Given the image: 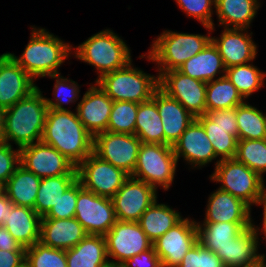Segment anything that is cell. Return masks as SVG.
<instances>
[{"label":"cell","instance_id":"1","mask_svg":"<svg viewBox=\"0 0 266 267\" xmlns=\"http://www.w3.org/2000/svg\"><path fill=\"white\" fill-rule=\"evenodd\" d=\"M42 142L51 145L76 167L93 152V136L77 112L48 109Z\"/></svg>","mask_w":266,"mask_h":267},{"label":"cell","instance_id":"2","mask_svg":"<svg viewBox=\"0 0 266 267\" xmlns=\"http://www.w3.org/2000/svg\"><path fill=\"white\" fill-rule=\"evenodd\" d=\"M48 106L37 87L27 97L4 110V142L22 148L41 141Z\"/></svg>","mask_w":266,"mask_h":267},{"label":"cell","instance_id":"3","mask_svg":"<svg viewBox=\"0 0 266 267\" xmlns=\"http://www.w3.org/2000/svg\"><path fill=\"white\" fill-rule=\"evenodd\" d=\"M29 43L20 57L8 53L34 80L59 74L58 67L72 53L73 46L64 43L44 28L32 26ZM71 52V53H70Z\"/></svg>","mask_w":266,"mask_h":267},{"label":"cell","instance_id":"4","mask_svg":"<svg viewBox=\"0 0 266 267\" xmlns=\"http://www.w3.org/2000/svg\"><path fill=\"white\" fill-rule=\"evenodd\" d=\"M75 57L94 66L98 79L104 74L125 67L132 61L130 49L112 30L105 29L89 37L74 50Z\"/></svg>","mask_w":266,"mask_h":267},{"label":"cell","instance_id":"5","mask_svg":"<svg viewBox=\"0 0 266 267\" xmlns=\"http://www.w3.org/2000/svg\"><path fill=\"white\" fill-rule=\"evenodd\" d=\"M212 36L177 33L165 30L152 43L147 59L158 64V76L178 69L185 61L202 51Z\"/></svg>","mask_w":266,"mask_h":267},{"label":"cell","instance_id":"6","mask_svg":"<svg viewBox=\"0 0 266 267\" xmlns=\"http://www.w3.org/2000/svg\"><path fill=\"white\" fill-rule=\"evenodd\" d=\"M96 83L113 101L141 103L150 100L159 88V76L146 74L129 62L123 68L104 74Z\"/></svg>","mask_w":266,"mask_h":267},{"label":"cell","instance_id":"7","mask_svg":"<svg viewBox=\"0 0 266 267\" xmlns=\"http://www.w3.org/2000/svg\"><path fill=\"white\" fill-rule=\"evenodd\" d=\"M210 179L221 183L219 189L245 202L250 208L259 205L264 179L235 158L217 160Z\"/></svg>","mask_w":266,"mask_h":267},{"label":"cell","instance_id":"8","mask_svg":"<svg viewBox=\"0 0 266 267\" xmlns=\"http://www.w3.org/2000/svg\"><path fill=\"white\" fill-rule=\"evenodd\" d=\"M177 158L171 145L141 143L132 177L157 190H168L174 180ZM158 185V186H157Z\"/></svg>","mask_w":266,"mask_h":267},{"label":"cell","instance_id":"9","mask_svg":"<svg viewBox=\"0 0 266 267\" xmlns=\"http://www.w3.org/2000/svg\"><path fill=\"white\" fill-rule=\"evenodd\" d=\"M76 169L77 179L84 189L107 198H112L129 177L126 172L93 152Z\"/></svg>","mask_w":266,"mask_h":267},{"label":"cell","instance_id":"10","mask_svg":"<svg viewBox=\"0 0 266 267\" xmlns=\"http://www.w3.org/2000/svg\"><path fill=\"white\" fill-rule=\"evenodd\" d=\"M141 143L135 134L105 131L93 137V153L131 176Z\"/></svg>","mask_w":266,"mask_h":267},{"label":"cell","instance_id":"11","mask_svg":"<svg viewBox=\"0 0 266 267\" xmlns=\"http://www.w3.org/2000/svg\"><path fill=\"white\" fill-rule=\"evenodd\" d=\"M104 237L109 262L117 266L153 246L138 222L117 220Z\"/></svg>","mask_w":266,"mask_h":267},{"label":"cell","instance_id":"12","mask_svg":"<svg viewBox=\"0 0 266 267\" xmlns=\"http://www.w3.org/2000/svg\"><path fill=\"white\" fill-rule=\"evenodd\" d=\"M206 85L178 69L163 72L159 76V88L179 101L196 118L206 113Z\"/></svg>","mask_w":266,"mask_h":267},{"label":"cell","instance_id":"13","mask_svg":"<svg viewBox=\"0 0 266 267\" xmlns=\"http://www.w3.org/2000/svg\"><path fill=\"white\" fill-rule=\"evenodd\" d=\"M75 218L81 223L87 234L102 236L117 221L112 199L96 195L84 188L78 192Z\"/></svg>","mask_w":266,"mask_h":267},{"label":"cell","instance_id":"14","mask_svg":"<svg viewBox=\"0 0 266 267\" xmlns=\"http://www.w3.org/2000/svg\"><path fill=\"white\" fill-rule=\"evenodd\" d=\"M20 165L39 178L77 174L69 159L42 141L20 148Z\"/></svg>","mask_w":266,"mask_h":267},{"label":"cell","instance_id":"15","mask_svg":"<svg viewBox=\"0 0 266 267\" xmlns=\"http://www.w3.org/2000/svg\"><path fill=\"white\" fill-rule=\"evenodd\" d=\"M111 199L117 220L138 222L157 199V190L146 182L129 176Z\"/></svg>","mask_w":266,"mask_h":267},{"label":"cell","instance_id":"16","mask_svg":"<svg viewBox=\"0 0 266 267\" xmlns=\"http://www.w3.org/2000/svg\"><path fill=\"white\" fill-rule=\"evenodd\" d=\"M197 242V222L183 218L152 245L161 260L162 267H177Z\"/></svg>","mask_w":266,"mask_h":267},{"label":"cell","instance_id":"17","mask_svg":"<svg viewBox=\"0 0 266 267\" xmlns=\"http://www.w3.org/2000/svg\"><path fill=\"white\" fill-rule=\"evenodd\" d=\"M34 79L7 53L0 55V108L5 110L27 97L37 86Z\"/></svg>","mask_w":266,"mask_h":267},{"label":"cell","instance_id":"18","mask_svg":"<svg viewBox=\"0 0 266 267\" xmlns=\"http://www.w3.org/2000/svg\"><path fill=\"white\" fill-rule=\"evenodd\" d=\"M112 105L113 100L96 82L77 103L78 118L93 137L107 130Z\"/></svg>","mask_w":266,"mask_h":267},{"label":"cell","instance_id":"19","mask_svg":"<svg viewBox=\"0 0 266 267\" xmlns=\"http://www.w3.org/2000/svg\"><path fill=\"white\" fill-rule=\"evenodd\" d=\"M173 151L177 158L182 156L193 168H201L216 159L215 151L202 124L195 118L174 143Z\"/></svg>","mask_w":266,"mask_h":267},{"label":"cell","instance_id":"20","mask_svg":"<svg viewBox=\"0 0 266 267\" xmlns=\"http://www.w3.org/2000/svg\"><path fill=\"white\" fill-rule=\"evenodd\" d=\"M211 40L218 48L226 69L247 64L257 55L252 32L248 34L247 29L225 28L219 38L212 37Z\"/></svg>","mask_w":266,"mask_h":267},{"label":"cell","instance_id":"21","mask_svg":"<svg viewBox=\"0 0 266 267\" xmlns=\"http://www.w3.org/2000/svg\"><path fill=\"white\" fill-rule=\"evenodd\" d=\"M152 99L155 101L161 117L164 131V145L173 146L181 134L196 118L176 99L169 97L158 88Z\"/></svg>","mask_w":266,"mask_h":267},{"label":"cell","instance_id":"22","mask_svg":"<svg viewBox=\"0 0 266 267\" xmlns=\"http://www.w3.org/2000/svg\"><path fill=\"white\" fill-rule=\"evenodd\" d=\"M86 235L84 227L75 217L42 218L39 242L52 248L68 250L76 246Z\"/></svg>","mask_w":266,"mask_h":267},{"label":"cell","instance_id":"23","mask_svg":"<svg viewBox=\"0 0 266 267\" xmlns=\"http://www.w3.org/2000/svg\"><path fill=\"white\" fill-rule=\"evenodd\" d=\"M258 226L252 225L245 229L238 237L222 249H218L217 256L226 267L250 266L261 260L265 255L258 254Z\"/></svg>","mask_w":266,"mask_h":267},{"label":"cell","instance_id":"24","mask_svg":"<svg viewBox=\"0 0 266 267\" xmlns=\"http://www.w3.org/2000/svg\"><path fill=\"white\" fill-rule=\"evenodd\" d=\"M250 213L245 202L218 188L208 198L203 222H252Z\"/></svg>","mask_w":266,"mask_h":267},{"label":"cell","instance_id":"25","mask_svg":"<svg viewBox=\"0 0 266 267\" xmlns=\"http://www.w3.org/2000/svg\"><path fill=\"white\" fill-rule=\"evenodd\" d=\"M41 220L34 209L12 205L2 226L27 249L40 240Z\"/></svg>","mask_w":266,"mask_h":267},{"label":"cell","instance_id":"26","mask_svg":"<svg viewBox=\"0 0 266 267\" xmlns=\"http://www.w3.org/2000/svg\"><path fill=\"white\" fill-rule=\"evenodd\" d=\"M178 70L205 83L214 80L218 74L222 73V76L226 74L222 57L212 40L202 51L185 61Z\"/></svg>","mask_w":266,"mask_h":267},{"label":"cell","instance_id":"27","mask_svg":"<svg viewBox=\"0 0 266 267\" xmlns=\"http://www.w3.org/2000/svg\"><path fill=\"white\" fill-rule=\"evenodd\" d=\"M67 267H103L109 263L106 240L87 234L76 246L66 250Z\"/></svg>","mask_w":266,"mask_h":267},{"label":"cell","instance_id":"28","mask_svg":"<svg viewBox=\"0 0 266 267\" xmlns=\"http://www.w3.org/2000/svg\"><path fill=\"white\" fill-rule=\"evenodd\" d=\"M254 225L252 222H200L197 223L198 242L210 251L217 253L230 240L238 237L245 229Z\"/></svg>","mask_w":266,"mask_h":267},{"label":"cell","instance_id":"29","mask_svg":"<svg viewBox=\"0 0 266 267\" xmlns=\"http://www.w3.org/2000/svg\"><path fill=\"white\" fill-rule=\"evenodd\" d=\"M258 0H215L219 25L224 28L248 29L257 10Z\"/></svg>","mask_w":266,"mask_h":267},{"label":"cell","instance_id":"30","mask_svg":"<svg viewBox=\"0 0 266 267\" xmlns=\"http://www.w3.org/2000/svg\"><path fill=\"white\" fill-rule=\"evenodd\" d=\"M40 181L41 178L19 164L5 184V193L13 205L34 209Z\"/></svg>","mask_w":266,"mask_h":267},{"label":"cell","instance_id":"31","mask_svg":"<svg viewBox=\"0 0 266 267\" xmlns=\"http://www.w3.org/2000/svg\"><path fill=\"white\" fill-rule=\"evenodd\" d=\"M182 219L179 212L166 204H158L156 199L142 214L138 223L153 243Z\"/></svg>","mask_w":266,"mask_h":267},{"label":"cell","instance_id":"32","mask_svg":"<svg viewBox=\"0 0 266 267\" xmlns=\"http://www.w3.org/2000/svg\"><path fill=\"white\" fill-rule=\"evenodd\" d=\"M135 135L143 143L164 144V131L155 101L151 98L138 105Z\"/></svg>","mask_w":266,"mask_h":267},{"label":"cell","instance_id":"33","mask_svg":"<svg viewBox=\"0 0 266 267\" xmlns=\"http://www.w3.org/2000/svg\"><path fill=\"white\" fill-rule=\"evenodd\" d=\"M244 103V98L227 76L207 82L206 112L235 108Z\"/></svg>","mask_w":266,"mask_h":267},{"label":"cell","instance_id":"34","mask_svg":"<svg viewBox=\"0 0 266 267\" xmlns=\"http://www.w3.org/2000/svg\"><path fill=\"white\" fill-rule=\"evenodd\" d=\"M77 180V174L41 178L34 205L36 213L44 217L63 193Z\"/></svg>","mask_w":266,"mask_h":267},{"label":"cell","instance_id":"35","mask_svg":"<svg viewBox=\"0 0 266 267\" xmlns=\"http://www.w3.org/2000/svg\"><path fill=\"white\" fill-rule=\"evenodd\" d=\"M196 119L202 124L208 139L211 141L215 156H221L219 160L234 158L238 145V129H224L217 126L205 114Z\"/></svg>","mask_w":266,"mask_h":267},{"label":"cell","instance_id":"36","mask_svg":"<svg viewBox=\"0 0 266 267\" xmlns=\"http://www.w3.org/2000/svg\"><path fill=\"white\" fill-rule=\"evenodd\" d=\"M238 140L266 139V114L244 102L236 107Z\"/></svg>","mask_w":266,"mask_h":267},{"label":"cell","instance_id":"37","mask_svg":"<svg viewBox=\"0 0 266 267\" xmlns=\"http://www.w3.org/2000/svg\"><path fill=\"white\" fill-rule=\"evenodd\" d=\"M225 75L237 88L241 96L247 99L253 92L263 87L266 73L247 63L227 68Z\"/></svg>","mask_w":266,"mask_h":267},{"label":"cell","instance_id":"38","mask_svg":"<svg viewBox=\"0 0 266 267\" xmlns=\"http://www.w3.org/2000/svg\"><path fill=\"white\" fill-rule=\"evenodd\" d=\"M234 158L264 179L263 174L266 173V139L238 140Z\"/></svg>","mask_w":266,"mask_h":267},{"label":"cell","instance_id":"39","mask_svg":"<svg viewBox=\"0 0 266 267\" xmlns=\"http://www.w3.org/2000/svg\"><path fill=\"white\" fill-rule=\"evenodd\" d=\"M138 105L131 101H113L106 131L135 134Z\"/></svg>","mask_w":266,"mask_h":267},{"label":"cell","instance_id":"40","mask_svg":"<svg viewBox=\"0 0 266 267\" xmlns=\"http://www.w3.org/2000/svg\"><path fill=\"white\" fill-rule=\"evenodd\" d=\"M25 263L29 267H67L66 250L36 242L26 249Z\"/></svg>","mask_w":266,"mask_h":267},{"label":"cell","instance_id":"41","mask_svg":"<svg viewBox=\"0 0 266 267\" xmlns=\"http://www.w3.org/2000/svg\"><path fill=\"white\" fill-rule=\"evenodd\" d=\"M59 74L50 75L47 77H51L52 79L56 78V82L54 84V100L52 101L49 98H46V104L48 106V109H54V110H69L67 108H64L63 104L68 103H74L78 100V94L80 93V90L78 87L79 85L77 82L70 80L68 78H64Z\"/></svg>","mask_w":266,"mask_h":267},{"label":"cell","instance_id":"42","mask_svg":"<svg viewBox=\"0 0 266 267\" xmlns=\"http://www.w3.org/2000/svg\"><path fill=\"white\" fill-rule=\"evenodd\" d=\"M82 188L80 181L77 179L42 218L69 219L75 217L78 192Z\"/></svg>","mask_w":266,"mask_h":267},{"label":"cell","instance_id":"43","mask_svg":"<svg viewBox=\"0 0 266 267\" xmlns=\"http://www.w3.org/2000/svg\"><path fill=\"white\" fill-rule=\"evenodd\" d=\"M180 9L189 17L197 19L210 32L214 30V20H212L215 0H176Z\"/></svg>","mask_w":266,"mask_h":267},{"label":"cell","instance_id":"44","mask_svg":"<svg viewBox=\"0 0 266 267\" xmlns=\"http://www.w3.org/2000/svg\"><path fill=\"white\" fill-rule=\"evenodd\" d=\"M19 164L20 149L14 150L11 144L0 143V182L6 184Z\"/></svg>","mask_w":266,"mask_h":267},{"label":"cell","instance_id":"45","mask_svg":"<svg viewBox=\"0 0 266 267\" xmlns=\"http://www.w3.org/2000/svg\"><path fill=\"white\" fill-rule=\"evenodd\" d=\"M205 115L211 119L215 125L224 129H238L236 107L231 109L208 111Z\"/></svg>","mask_w":266,"mask_h":267},{"label":"cell","instance_id":"46","mask_svg":"<svg viewBox=\"0 0 266 267\" xmlns=\"http://www.w3.org/2000/svg\"><path fill=\"white\" fill-rule=\"evenodd\" d=\"M122 267H162L161 260L155 252L153 246L140 254H137L126 262Z\"/></svg>","mask_w":266,"mask_h":267},{"label":"cell","instance_id":"47","mask_svg":"<svg viewBox=\"0 0 266 267\" xmlns=\"http://www.w3.org/2000/svg\"><path fill=\"white\" fill-rule=\"evenodd\" d=\"M25 262V251L0 250V267H20Z\"/></svg>","mask_w":266,"mask_h":267},{"label":"cell","instance_id":"48","mask_svg":"<svg viewBox=\"0 0 266 267\" xmlns=\"http://www.w3.org/2000/svg\"><path fill=\"white\" fill-rule=\"evenodd\" d=\"M177 267H202V245L197 242L192 246Z\"/></svg>","mask_w":266,"mask_h":267},{"label":"cell","instance_id":"49","mask_svg":"<svg viewBox=\"0 0 266 267\" xmlns=\"http://www.w3.org/2000/svg\"><path fill=\"white\" fill-rule=\"evenodd\" d=\"M0 250L26 251L4 226H0Z\"/></svg>","mask_w":266,"mask_h":267},{"label":"cell","instance_id":"50","mask_svg":"<svg viewBox=\"0 0 266 267\" xmlns=\"http://www.w3.org/2000/svg\"><path fill=\"white\" fill-rule=\"evenodd\" d=\"M202 267H226L216 253L202 246Z\"/></svg>","mask_w":266,"mask_h":267},{"label":"cell","instance_id":"51","mask_svg":"<svg viewBox=\"0 0 266 267\" xmlns=\"http://www.w3.org/2000/svg\"><path fill=\"white\" fill-rule=\"evenodd\" d=\"M13 203L9 200L6 193L0 196V226L6 220L8 212H11Z\"/></svg>","mask_w":266,"mask_h":267},{"label":"cell","instance_id":"52","mask_svg":"<svg viewBox=\"0 0 266 267\" xmlns=\"http://www.w3.org/2000/svg\"><path fill=\"white\" fill-rule=\"evenodd\" d=\"M262 205L263 206V228L261 233H264V238H266V188L265 185L263 186L262 189V194H261V199H260V203L259 206Z\"/></svg>","mask_w":266,"mask_h":267},{"label":"cell","instance_id":"53","mask_svg":"<svg viewBox=\"0 0 266 267\" xmlns=\"http://www.w3.org/2000/svg\"><path fill=\"white\" fill-rule=\"evenodd\" d=\"M4 110L0 108V143L4 142Z\"/></svg>","mask_w":266,"mask_h":267},{"label":"cell","instance_id":"54","mask_svg":"<svg viewBox=\"0 0 266 267\" xmlns=\"http://www.w3.org/2000/svg\"><path fill=\"white\" fill-rule=\"evenodd\" d=\"M265 261H266V259H265V256H264L261 260H259L255 264L250 265V266H243V267H266Z\"/></svg>","mask_w":266,"mask_h":267},{"label":"cell","instance_id":"55","mask_svg":"<svg viewBox=\"0 0 266 267\" xmlns=\"http://www.w3.org/2000/svg\"><path fill=\"white\" fill-rule=\"evenodd\" d=\"M5 193V184L0 182V196H2Z\"/></svg>","mask_w":266,"mask_h":267},{"label":"cell","instance_id":"56","mask_svg":"<svg viewBox=\"0 0 266 267\" xmlns=\"http://www.w3.org/2000/svg\"><path fill=\"white\" fill-rule=\"evenodd\" d=\"M103 267H117V265L113 264V263H107L105 266Z\"/></svg>","mask_w":266,"mask_h":267},{"label":"cell","instance_id":"57","mask_svg":"<svg viewBox=\"0 0 266 267\" xmlns=\"http://www.w3.org/2000/svg\"><path fill=\"white\" fill-rule=\"evenodd\" d=\"M20 267H29L25 262Z\"/></svg>","mask_w":266,"mask_h":267}]
</instances>
